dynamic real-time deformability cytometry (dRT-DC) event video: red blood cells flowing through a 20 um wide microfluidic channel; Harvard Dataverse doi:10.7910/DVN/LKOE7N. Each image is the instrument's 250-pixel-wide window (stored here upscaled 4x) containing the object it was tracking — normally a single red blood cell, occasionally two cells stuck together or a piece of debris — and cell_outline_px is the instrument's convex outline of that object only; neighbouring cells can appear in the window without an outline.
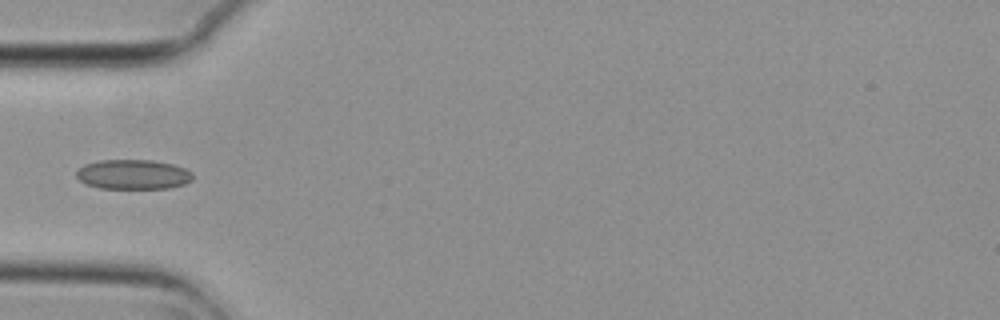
{"species": "common noctule bat (a hibernating species)", "species_latin": "Nyctalus noctula", "temperature_condition": "cold", "stored_images_in_passage": 4, "camera_frame_rate_fps": 3000, "um_per_image_px": 0.085, "animal": {"sex": "female", "body_mass_g": 29.2, "forearm_length_mm": 56.3}, "frame": {"image": 1, "passage_image": 4, "time_ms": 1.0, "image_size_px": [1000, 320], "cell_outline_px": [[192, 180], [184, 184], [168, 188], [100, 188], [88, 184], [80, 180], [76, 176], [76, 172], [84, 164], [100, 160], [152, 160], [172, 164], [184, 168], [192, 172]], "centroid_in_image_um": [11.32, 14.82], "position_along_channel_um": 73.7, "area_um2": 20.0}}